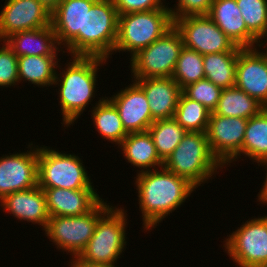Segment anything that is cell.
Segmentation results:
<instances>
[{
  "label": "cell",
  "instance_id": "obj_1",
  "mask_svg": "<svg viewBox=\"0 0 267 267\" xmlns=\"http://www.w3.org/2000/svg\"><path fill=\"white\" fill-rule=\"evenodd\" d=\"M136 176L134 184L146 231L170 216L196 189L186 178L177 176L164 166L159 170L138 172Z\"/></svg>",
  "mask_w": 267,
  "mask_h": 267
},
{
  "label": "cell",
  "instance_id": "obj_2",
  "mask_svg": "<svg viewBox=\"0 0 267 267\" xmlns=\"http://www.w3.org/2000/svg\"><path fill=\"white\" fill-rule=\"evenodd\" d=\"M71 62L56 77L53 85H58L59 105L64 127H68L78 119L95 98L97 73L105 58L97 56H71ZM73 60V61H72ZM62 73V74H61Z\"/></svg>",
  "mask_w": 267,
  "mask_h": 267
},
{
  "label": "cell",
  "instance_id": "obj_3",
  "mask_svg": "<svg viewBox=\"0 0 267 267\" xmlns=\"http://www.w3.org/2000/svg\"><path fill=\"white\" fill-rule=\"evenodd\" d=\"M117 27L118 13L113 0H98L84 15L83 32H79L65 50L71 56H97L108 60L113 54Z\"/></svg>",
  "mask_w": 267,
  "mask_h": 267
},
{
  "label": "cell",
  "instance_id": "obj_4",
  "mask_svg": "<svg viewBox=\"0 0 267 267\" xmlns=\"http://www.w3.org/2000/svg\"><path fill=\"white\" fill-rule=\"evenodd\" d=\"M127 211L111 207L97 222L86 247L70 261V267H98L114 265L127 245Z\"/></svg>",
  "mask_w": 267,
  "mask_h": 267
},
{
  "label": "cell",
  "instance_id": "obj_5",
  "mask_svg": "<svg viewBox=\"0 0 267 267\" xmlns=\"http://www.w3.org/2000/svg\"><path fill=\"white\" fill-rule=\"evenodd\" d=\"M163 166L177 176L186 178L196 188L224 167L212 154L206 133L203 132H187Z\"/></svg>",
  "mask_w": 267,
  "mask_h": 267
},
{
  "label": "cell",
  "instance_id": "obj_6",
  "mask_svg": "<svg viewBox=\"0 0 267 267\" xmlns=\"http://www.w3.org/2000/svg\"><path fill=\"white\" fill-rule=\"evenodd\" d=\"M173 26L174 21L168 8L118 15L117 39L113 52L129 51L132 58Z\"/></svg>",
  "mask_w": 267,
  "mask_h": 267
},
{
  "label": "cell",
  "instance_id": "obj_7",
  "mask_svg": "<svg viewBox=\"0 0 267 267\" xmlns=\"http://www.w3.org/2000/svg\"><path fill=\"white\" fill-rule=\"evenodd\" d=\"M82 160L75 154L61 153L40 146L38 153V186L41 189L79 190L94 188Z\"/></svg>",
  "mask_w": 267,
  "mask_h": 267
},
{
  "label": "cell",
  "instance_id": "obj_8",
  "mask_svg": "<svg viewBox=\"0 0 267 267\" xmlns=\"http://www.w3.org/2000/svg\"><path fill=\"white\" fill-rule=\"evenodd\" d=\"M111 207L101 200L90 212L83 215L50 217L45 234L57 249L70 252L74 260L93 236L98 220Z\"/></svg>",
  "mask_w": 267,
  "mask_h": 267
},
{
  "label": "cell",
  "instance_id": "obj_9",
  "mask_svg": "<svg viewBox=\"0 0 267 267\" xmlns=\"http://www.w3.org/2000/svg\"><path fill=\"white\" fill-rule=\"evenodd\" d=\"M183 46L181 34L173 26L130 58L132 79L172 77Z\"/></svg>",
  "mask_w": 267,
  "mask_h": 267
},
{
  "label": "cell",
  "instance_id": "obj_10",
  "mask_svg": "<svg viewBox=\"0 0 267 267\" xmlns=\"http://www.w3.org/2000/svg\"><path fill=\"white\" fill-rule=\"evenodd\" d=\"M223 242L235 265L262 267L267 263V216L248 219Z\"/></svg>",
  "mask_w": 267,
  "mask_h": 267
},
{
  "label": "cell",
  "instance_id": "obj_11",
  "mask_svg": "<svg viewBox=\"0 0 267 267\" xmlns=\"http://www.w3.org/2000/svg\"><path fill=\"white\" fill-rule=\"evenodd\" d=\"M181 34L183 45L201 55L220 52H239L242 48L211 20L208 15H191L173 19Z\"/></svg>",
  "mask_w": 267,
  "mask_h": 267
},
{
  "label": "cell",
  "instance_id": "obj_12",
  "mask_svg": "<svg viewBox=\"0 0 267 267\" xmlns=\"http://www.w3.org/2000/svg\"><path fill=\"white\" fill-rule=\"evenodd\" d=\"M26 148L30 151L9 153L0 158V201L8 194L38 185L39 147L31 142Z\"/></svg>",
  "mask_w": 267,
  "mask_h": 267
},
{
  "label": "cell",
  "instance_id": "obj_13",
  "mask_svg": "<svg viewBox=\"0 0 267 267\" xmlns=\"http://www.w3.org/2000/svg\"><path fill=\"white\" fill-rule=\"evenodd\" d=\"M248 119L211 112L206 136L212 154L226 166L241 151ZM226 164V165H225Z\"/></svg>",
  "mask_w": 267,
  "mask_h": 267
},
{
  "label": "cell",
  "instance_id": "obj_14",
  "mask_svg": "<svg viewBox=\"0 0 267 267\" xmlns=\"http://www.w3.org/2000/svg\"><path fill=\"white\" fill-rule=\"evenodd\" d=\"M5 2V6L0 11V42L17 32L51 25L52 12L38 0H6Z\"/></svg>",
  "mask_w": 267,
  "mask_h": 267
},
{
  "label": "cell",
  "instance_id": "obj_15",
  "mask_svg": "<svg viewBox=\"0 0 267 267\" xmlns=\"http://www.w3.org/2000/svg\"><path fill=\"white\" fill-rule=\"evenodd\" d=\"M265 46L266 51L257 47L242 48L239 51L235 86L267 108V45Z\"/></svg>",
  "mask_w": 267,
  "mask_h": 267
},
{
  "label": "cell",
  "instance_id": "obj_16",
  "mask_svg": "<svg viewBox=\"0 0 267 267\" xmlns=\"http://www.w3.org/2000/svg\"><path fill=\"white\" fill-rule=\"evenodd\" d=\"M132 82L108 100L116 107L127 133L145 132L154 121L143 89Z\"/></svg>",
  "mask_w": 267,
  "mask_h": 267
},
{
  "label": "cell",
  "instance_id": "obj_17",
  "mask_svg": "<svg viewBox=\"0 0 267 267\" xmlns=\"http://www.w3.org/2000/svg\"><path fill=\"white\" fill-rule=\"evenodd\" d=\"M208 16L236 46L252 48L263 45L247 29L236 0H214Z\"/></svg>",
  "mask_w": 267,
  "mask_h": 267
},
{
  "label": "cell",
  "instance_id": "obj_18",
  "mask_svg": "<svg viewBox=\"0 0 267 267\" xmlns=\"http://www.w3.org/2000/svg\"><path fill=\"white\" fill-rule=\"evenodd\" d=\"M148 99L153 121L173 118L182 89L172 77L134 79Z\"/></svg>",
  "mask_w": 267,
  "mask_h": 267
},
{
  "label": "cell",
  "instance_id": "obj_19",
  "mask_svg": "<svg viewBox=\"0 0 267 267\" xmlns=\"http://www.w3.org/2000/svg\"><path fill=\"white\" fill-rule=\"evenodd\" d=\"M46 196L47 210L53 216H79L90 212L101 200L94 188L79 190L42 189Z\"/></svg>",
  "mask_w": 267,
  "mask_h": 267
},
{
  "label": "cell",
  "instance_id": "obj_20",
  "mask_svg": "<svg viewBox=\"0 0 267 267\" xmlns=\"http://www.w3.org/2000/svg\"><path fill=\"white\" fill-rule=\"evenodd\" d=\"M0 204L5 212L12 214L17 220L37 223L43 227V230L47 227L50 215L47 210L46 196L38 185L6 195Z\"/></svg>",
  "mask_w": 267,
  "mask_h": 267
},
{
  "label": "cell",
  "instance_id": "obj_21",
  "mask_svg": "<svg viewBox=\"0 0 267 267\" xmlns=\"http://www.w3.org/2000/svg\"><path fill=\"white\" fill-rule=\"evenodd\" d=\"M98 0H61L51 13V24L59 46L66 47L79 32H83L86 11Z\"/></svg>",
  "mask_w": 267,
  "mask_h": 267
},
{
  "label": "cell",
  "instance_id": "obj_22",
  "mask_svg": "<svg viewBox=\"0 0 267 267\" xmlns=\"http://www.w3.org/2000/svg\"><path fill=\"white\" fill-rule=\"evenodd\" d=\"M4 42L17 57L57 56L58 51H62L52 24L44 28L17 32L7 37Z\"/></svg>",
  "mask_w": 267,
  "mask_h": 267
},
{
  "label": "cell",
  "instance_id": "obj_23",
  "mask_svg": "<svg viewBox=\"0 0 267 267\" xmlns=\"http://www.w3.org/2000/svg\"><path fill=\"white\" fill-rule=\"evenodd\" d=\"M118 147L123 151V156L128 163H131L134 168L135 166L142 168L138 172L159 169L164 165L148 131L128 133Z\"/></svg>",
  "mask_w": 267,
  "mask_h": 267
},
{
  "label": "cell",
  "instance_id": "obj_24",
  "mask_svg": "<svg viewBox=\"0 0 267 267\" xmlns=\"http://www.w3.org/2000/svg\"><path fill=\"white\" fill-rule=\"evenodd\" d=\"M241 154L256 163L267 160V108L248 119L242 149L229 163Z\"/></svg>",
  "mask_w": 267,
  "mask_h": 267
},
{
  "label": "cell",
  "instance_id": "obj_25",
  "mask_svg": "<svg viewBox=\"0 0 267 267\" xmlns=\"http://www.w3.org/2000/svg\"><path fill=\"white\" fill-rule=\"evenodd\" d=\"M57 57L58 56L18 57L19 83L22 80L29 81L42 88L53 85L56 77V71L59 67V58Z\"/></svg>",
  "mask_w": 267,
  "mask_h": 267
},
{
  "label": "cell",
  "instance_id": "obj_26",
  "mask_svg": "<svg viewBox=\"0 0 267 267\" xmlns=\"http://www.w3.org/2000/svg\"><path fill=\"white\" fill-rule=\"evenodd\" d=\"M264 108L256 99L233 86L222 89L220 99L213 113L224 117L249 119L259 114Z\"/></svg>",
  "mask_w": 267,
  "mask_h": 267
},
{
  "label": "cell",
  "instance_id": "obj_27",
  "mask_svg": "<svg viewBox=\"0 0 267 267\" xmlns=\"http://www.w3.org/2000/svg\"><path fill=\"white\" fill-rule=\"evenodd\" d=\"M105 98L99 99L98 103L92 107L91 118L101 138L119 146L128 133L122 125L116 107L108 100V97Z\"/></svg>",
  "mask_w": 267,
  "mask_h": 267
},
{
  "label": "cell",
  "instance_id": "obj_28",
  "mask_svg": "<svg viewBox=\"0 0 267 267\" xmlns=\"http://www.w3.org/2000/svg\"><path fill=\"white\" fill-rule=\"evenodd\" d=\"M239 52H220L203 55L205 79L222 89L235 86Z\"/></svg>",
  "mask_w": 267,
  "mask_h": 267
},
{
  "label": "cell",
  "instance_id": "obj_29",
  "mask_svg": "<svg viewBox=\"0 0 267 267\" xmlns=\"http://www.w3.org/2000/svg\"><path fill=\"white\" fill-rule=\"evenodd\" d=\"M147 131L163 162L172 154L187 133L174 117L154 121Z\"/></svg>",
  "mask_w": 267,
  "mask_h": 267
},
{
  "label": "cell",
  "instance_id": "obj_30",
  "mask_svg": "<svg viewBox=\"0 0 267 267\" xmlns=\"http://www.w3.org/2000/svg\"><path fill=\"white\" fill-rule=\"evenodd\" d=\"M211 111L201 103L188 98L183 92L180 95L174 118L187 132L207 130Z\"/></svg>",
  "mask_w": 267,
  "mask_h": 267
},
{
  "label": "cell",
  "instance_id": "obj_31",
  "mask_svg": "<svg viewBox=\"0 0 267 267\" xmlns=\"http://www.w3.org/2000/svg\"><path fill=\"white\" fill-rule=\"evenodd\" d=\"M172 78L178 83L181 89L188 84L205 79L203 55L183 46Z\"/></svg>",
  "mask_w": 267,
  "mask_h": 267
},
{
  "label": "cell",
  "instance_id": "obj_32",
  "mask_svg": "<svg viewBox=\"0 0 267 267\" xmlns=\"http://www.w3.org/2000/svg\"><path fill=\"white\" fill-rule=\"evenodd\" d=\"M247 29L260 41L267 42V0H236ZM266 37V38H265ZM267 44V43H266Z\"/></svg>",
  "mask_w": 267,
  "mask_h": 267
},
{
  "label": "cell",
  "instance_id": "obj_33",
  "mask_svg": "<svg viewBox=\"0 0 267 267\" xmlns=\"http://www.w3.org/2000/svg\"><path fill=\"white\" fill-rule=\"evenodd\" d=\"M182 92L190 99L195 100L211 112L217 107L222 88L216 86L208 79L198 80L197 82L188 84L182 89Z\"/></svg>",
  "mask_w": 267,
  "mask_h": 267
},
{
  "label": "cell",
  "instance_id": "obj_34",
  "mask_svg": "<svg viewBox=\"0 0 267 267\" xmlns=\"http://www.w3.org/2000/svg\"><path fill=\"white\" fill-rule=\"evenodd\" d=\"M0 47V88L15 86L19 83L18 57L3 41Z\"/></svg>",
  "mask_w": 267,
  "mask_h": 267
},
{
  "label": "cell",
  "instance_id": "obj_35",
  "mask_svg": "<svg viewBox=\"0 0 267 267\" xmlns=\"http://www.w3.org/2000/svg\"><path fill=\"white\" fill-rule=\"evenodd\" d=\"M214 0H178L177 6L169 11L173 19L191 15H208Z\"/></svg>",
  "mask_w": 267,
  "mask_h": 267
},
{
  "label": "cell",
  "instance_id": "obj_36",
  "mask_svg": "<svg viewBox=\"0 0 267 267\" xmlns=\"http://www.w3.org/2000/svg\"><path fill=\"white\" fill-rule=\"evenodd\" d=\"M164 0H113L118 15L167 8Z\"/></svg>",
  "mask_w": 267,
  "mask_h": 267
},
{
  "label": "cell",
  "instance_id": "obj_37",
  "mask_svg": "<svg viewBox=\"0 0 267 267\" xmlns=\"http://www.w3.org/2000/svg\"><path fill=\"white\" fill-rule=\"evenodd\" d=\"M259 165L267 166V160L260 162V164L258 163V166ZM257 197H258L259 202L267 204V173H266V176H265V180L263 182V186H262V188H261V190H260V192H259Z\"/></svg>",
  "mask_w": 267,
  "mask_h": 267
},
{
  "label": "cell",
  "instance_id": "obj_38",
  "mask_svg": "<svg viewBox=\"0 0 267 267\" xmlns=\"http://www.w3.org/2000/svg\"><path fill=\"white\" fill-rule=\"evenodd\" d=\"M51 12L57 7L61 0H38Z\"/></svg>",
  "mask_w": 267,
  "mask_h": 267
},
{
  "label": "cell",
  "instance_id": "obj_39",
  "mask_svg": "<svg viewBox=\"0 0 267 267\" xmlns=\"http://www.w3.org/2000/svg\"><path fill=\"white\" fill-rule=\"evenodd\" d=\"M98 267H116V266L114 264V265H106V266H98Z\"/></svg>",
  "mask_w": 267,
  "mask_h": 267
}]
</instances>
